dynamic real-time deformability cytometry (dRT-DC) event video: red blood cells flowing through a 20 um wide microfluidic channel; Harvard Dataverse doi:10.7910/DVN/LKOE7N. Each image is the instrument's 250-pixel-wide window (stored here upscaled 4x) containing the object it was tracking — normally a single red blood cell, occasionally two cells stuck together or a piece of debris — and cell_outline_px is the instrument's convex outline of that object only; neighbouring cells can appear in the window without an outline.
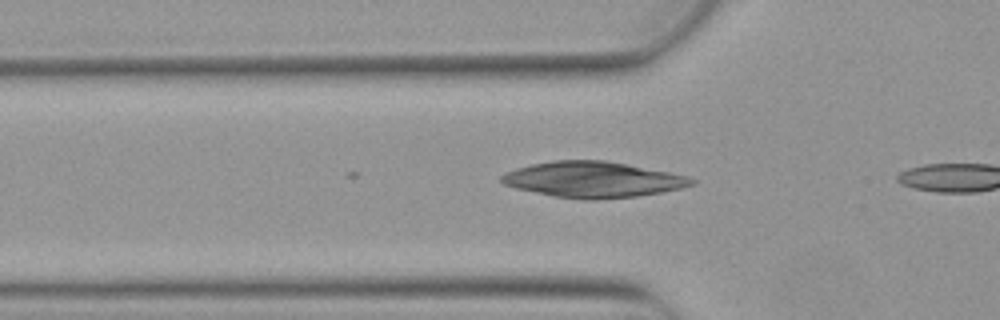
{"species": "Egyptian fruit bat (a non-hibernating species)", "species_latin": "Rousettus aegyptiacus", "temperature_condition": "warm", "stored_images_in_passage": 3, "camera_frame_rate_fps": 3000, "um_per_image_px": 0.085, "animal": {"sex": "female"}, "frame": {"image": 1, "passage_image": 2, "time_ms": 0.333, "image_size_px": [1000, 320], "cell_outline_px": [[696, 184], [680, 188], [660, 192], [636, 196], [596, 200], [584, 200], [556, 196], [516, 188], [504, 184], [500, 180], [500, 176], [516, 168], [532, 164], [552, 160], [604, 160], [668, 172], [688, 176], [696, 180]], "centroid_in_image_um": [50.4, 15.26], "position_along_channel_um": 75.4, "area_um2": 39.3}}